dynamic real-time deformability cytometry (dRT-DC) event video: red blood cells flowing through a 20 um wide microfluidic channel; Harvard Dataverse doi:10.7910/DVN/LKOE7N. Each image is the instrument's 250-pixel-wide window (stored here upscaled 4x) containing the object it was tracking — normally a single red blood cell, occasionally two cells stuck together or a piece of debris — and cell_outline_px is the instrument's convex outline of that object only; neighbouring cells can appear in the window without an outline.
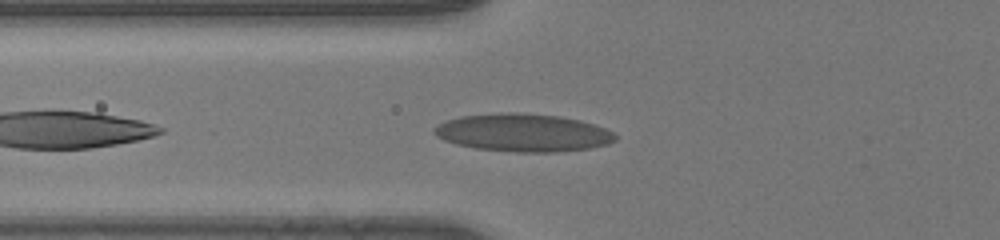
{"species": "human", "species_latin": "Homo sapiens", "temperature_condition": "room temperature", "stored_images_in_passage": 32, "camera_frame_rate_fps": 3000, "um_per_image_px": 0.085, "donor": {"sex": "male"}, "frame": {"image": 1, "passage_image": 3, "time_ms": 0.667, "image_size_px": [1000, 240], "cell_outline_px": [[616, 140], [608, 144], [588, 148], [556, 152], [516, 152], [476, 148], [456, 144], [444, 140], [436, 136], [432, 132], [432, 128], [448, 120], [460, 116], [500, 112], [516, 112], [556, 116], [580, 120], [604, 128], [612, 132], [616, 136]], "centroid_in_image_um": [44.43, 11.28], "position_along_channel_um": 81.4, "area_um2": 39.77}}
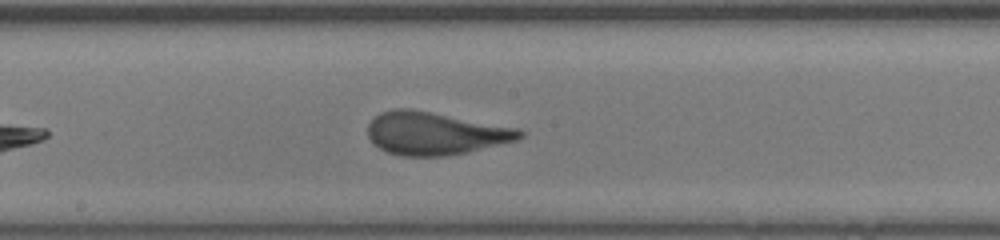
{"frame": {"image": 2, "passage_image": 12, "time_ms": 3.667, "image_size_px": [1000, 240], "cell_outline_px": [[524, 136], [516, 140], [468, 152], [448, 156], [404, 156], [388, 152], [380, 148], [368, 136], [368, 124], [380, 112], [392, 108], [412, 108], [520, 128], [524, 132]], "centroid_in_image_um": [37.0, 11.32], "position_along_channel_um": 211.2, "area_um2": 38.03}}
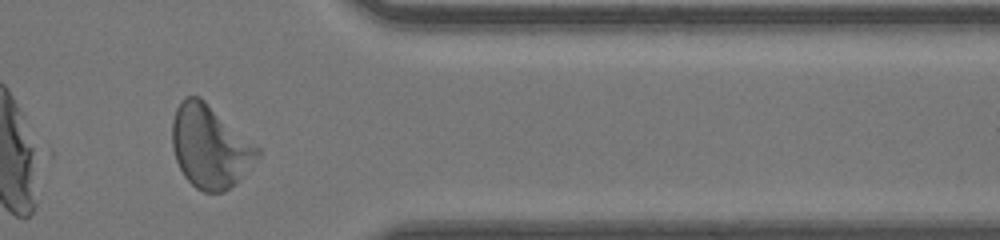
{"frame": {"image": 3, "passage_image": 25, "time_ms": 8.0, "image_size_px": [1000, 240], "cell_outline_px": [[260, 156], [240, 180], [224, 192], [204, 192], [196, 188], [184, 176], [176, 160], [172, 148], [172, 120], [176, 108], [180, 100], [184, 96], [200, 96], [260, 148]], "centroid_in_image_um": [17.84, 12.45], "position_along_channel_um": 393.6, "area_um2": 41.33}}